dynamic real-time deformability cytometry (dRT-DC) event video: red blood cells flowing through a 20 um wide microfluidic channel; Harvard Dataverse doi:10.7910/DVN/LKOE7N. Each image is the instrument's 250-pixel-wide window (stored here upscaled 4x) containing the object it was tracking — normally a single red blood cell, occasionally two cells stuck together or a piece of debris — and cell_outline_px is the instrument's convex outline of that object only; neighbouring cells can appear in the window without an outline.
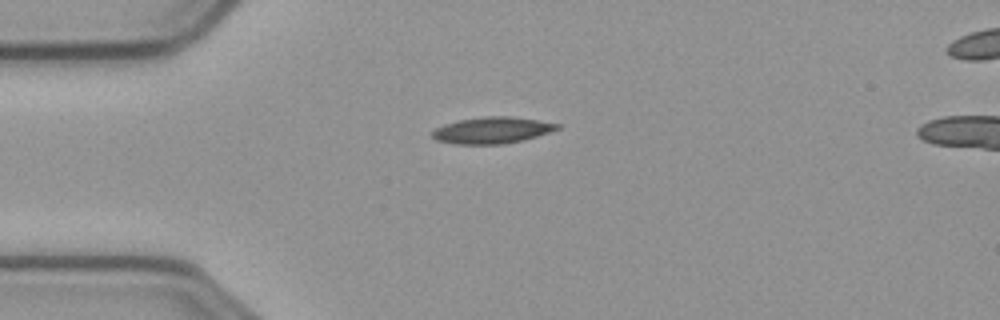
{"species": "common noctule bat (a hibernating species)", "species_latin": "Nyctalus noctula", "temperature_condition": "cold", "stored_images_in_passage": 35, "camera_frame_rate_fps": 3000, "um_per_image_px": 0.085, "animal": {"sex": "male", "body_mass_g": 23.1, "forearm_length_mm": 52.7}, "frame": {"image": 1, "passage_image": 1, "time_ms": 0.0, "image_size_px": [1000, 320], "cell_outline_px": [[560, 128], [524, 140], [504, 144], [456, 144], [436, 140], [432, 136], [432, 132], [436, 128], [444, 124], [460, 120], [484, 116], [508, 116], [536, 120], [560, 124]], "centroid_in_image_um": [41.81, 11.07], "position_along_channel_um": 43.2, "area_um2": 19.07}}
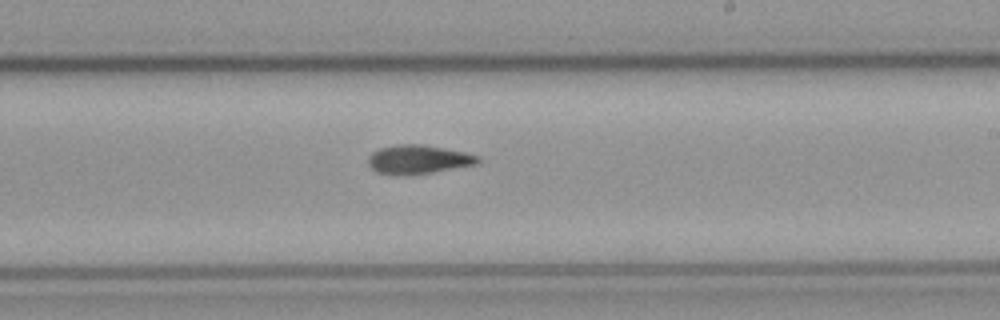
{"frame": {"image": 2, "passage_image": 20, "time_ms": 6.333, "image_size_px": [1000, 320], "cell_outline_px": [[480, 160], [476, 164], [432, 172], [404, 176], [396, 176], [376, 172], [368, 164], [368, 156], [372, 152], [380, 148], [396, 144], [424, 144], [464, 152], [480, 156]], "centroid_in_image_um": [35.51, 13.56], "position_along_channel_um": 253.5, "area_um2": 18.61}}
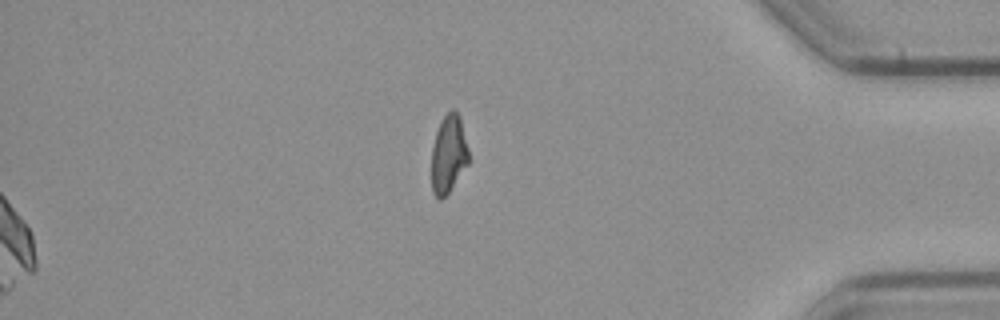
{"frame": {"image": 3, "passage_image": 35, "time_ms": 11.333, "image_size_px": [1000, 320], "cell_outline_px": [[468, 164], [448, 192], [440, 200], [432, 192], [432, 148], [436, 132], [440, 120], [452, 108], [460, 116], [468, 148]], "centroid_in_image_um": [38.12, 13.07], "position_along_channel_um": 397.1, "area_um2": 16.7}, "authors_computed_cell_mechanics": {"area_um2": 18.207, "velocity_mm_per_s": 3.6159, "shape_relaxation_time_tau1_ms": null, "shape_relaxation_time_tau2_ms": 6.9331, "deformation_change_tau1": null, "deformation_change_tau2": 0.1365}}